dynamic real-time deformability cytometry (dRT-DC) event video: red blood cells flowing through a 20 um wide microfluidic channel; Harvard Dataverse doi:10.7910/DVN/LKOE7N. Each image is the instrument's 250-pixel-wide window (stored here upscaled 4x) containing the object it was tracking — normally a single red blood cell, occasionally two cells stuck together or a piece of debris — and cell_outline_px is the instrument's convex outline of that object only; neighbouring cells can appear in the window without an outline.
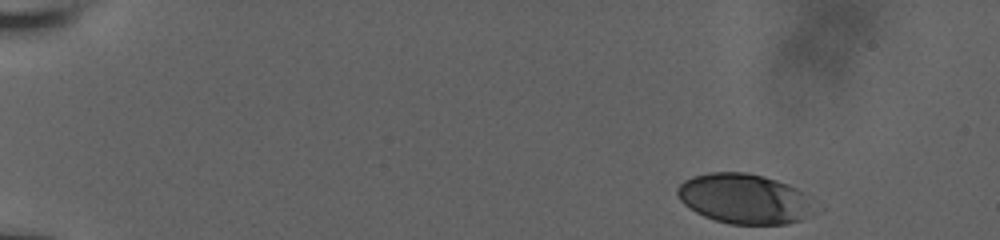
{"species": "human", "species_latin": "Homo sapiens", "temperature_condition": "room temperature", "stored_images_in_passage": 24, "camera_frame_rate_fps": 3000, "um_per_image_px": 0.085, "donor": {"sex": "male"}, "frame": {"image": 1, "passage_image": 1, "time_ms": 0.0, "image_size_px": [1000, 240], "cell_outline_px": [[800, 220], [788, 224], [728, 224], [704, 216], [696, 212], [684, 204], [680, 200], [676, 192], [676, 188], [684, 180], [692, 176], [712, 172], [744, 172], [764, 176], [788, 184], [796, 188], [800, 192]], "centroid_in_image_um": [62.99, 16.86], "position_along_channel_um": 22.0, "area_um2": 37.97}}
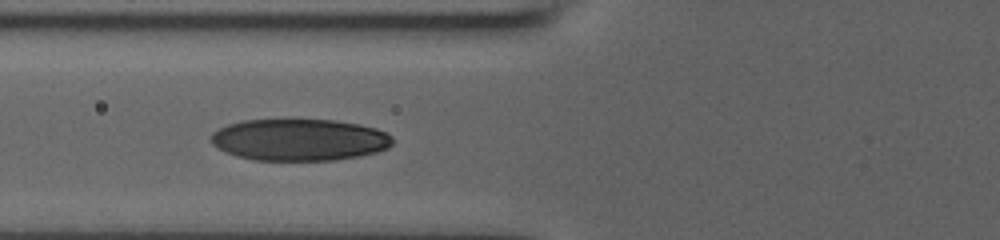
{"frame": {"image": 2, "passage_image": 19, "time_ms": 5.667, "image_size_px": [1000, 240], "cell_outline_px": [[392, 144], [388, 148], [376, 152], [360, 156], [336, 160], [252, 160], [236, 156], [224, 152], [212, 144], [208, 140], [212, 132], [228, 124], [244, 120], [332, 120], [356, 124], [376, 128], [392, 136]], "centroid_in_image_um": [25.4, 11.89], "position_along_channel_um": 100.4, "area_um2": 44.33}}
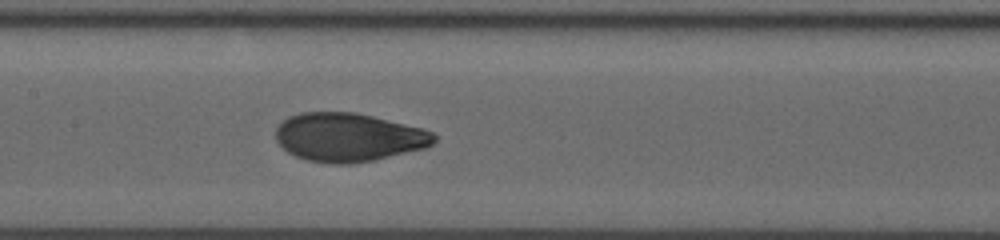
{"frame": {"image": 3, "passage_image": 24, "time_ms": 7.667, "image_size_px": [1000, 240], "cell_outline_px": [[436, 140], [432, 144], [424, 148], [372, 160], [352, 164], [332, 164], [308, 160], [296, 156], [288, 152], [276, 140], [276, 128], [288, 116], [300, 112], [356, 112], [424, 128], [432, 132], [436, 136]], "centroid_in_image_um": [29.62, 11.66], "position_along_channel_um": 177.8, "area_um2": 44.74}}